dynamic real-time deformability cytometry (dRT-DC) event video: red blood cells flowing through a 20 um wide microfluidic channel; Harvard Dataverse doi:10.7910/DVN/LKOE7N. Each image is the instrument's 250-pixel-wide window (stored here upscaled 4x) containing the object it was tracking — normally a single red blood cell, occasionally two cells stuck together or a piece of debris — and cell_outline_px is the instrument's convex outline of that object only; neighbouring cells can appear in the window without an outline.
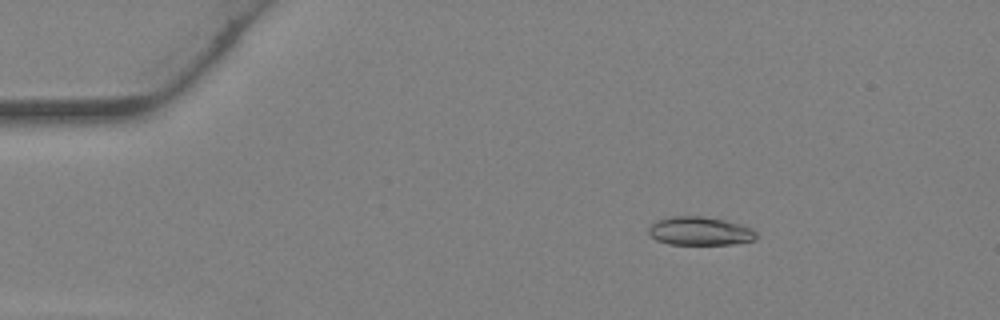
{"species": "Egyptian fruit bat (a non-hibernating species)", "species_latin": "Rousettus aegyptiacus", "temperature_condition": "warm", "stored_images_in_passage": 29, "camera_frame_rate_fps": 3000, "um_per_image_px": 0.085, "animal": {"sex": "female"}, "frame": {"image": 1, "passage_image": 5, "time_ms": 1.333, "image_size_px": [1000, 320], "cell_outline_px": [[756, 240], [732, 244], [668, 244], [656, 240], [648, 232], [648, 228], [656, 220], [668, 216], [704, 216], [724, 220], [740, 224], [752, 228], [756, 232]], "centroid_in_image_um": [59.48, 19.63], "position_along_channel_um": 25.5, "area_um2": 17.98}}
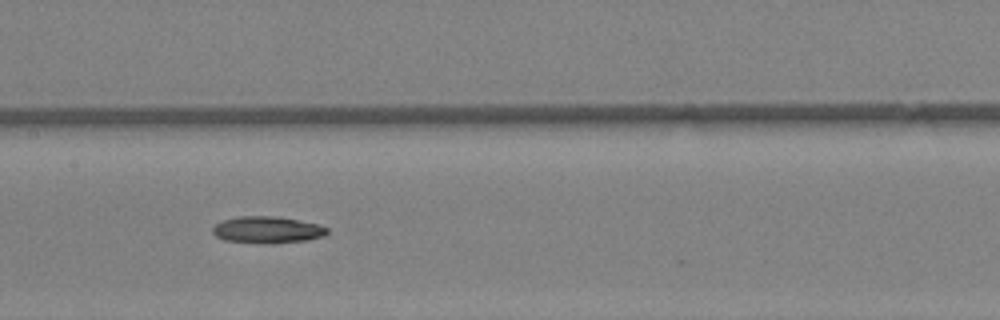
{"frame": {"image": 2, "passage_image": 18, "time_ms": 5.667, "image_size_px": [1000, 320], "cell_outline_px": [[328, 232], [324, 236], [304, 240], [268, 244], [264, 244], [224, 240], [216, 236], [212, 232], [212, 228], [220, 220], [240, 216], [276, 216], [320, 224], [328, 228]], "centroid_in_image_um": [22.7, 19.53], "position_along_channel_um": 184.7, "area_um2": 17.98}}
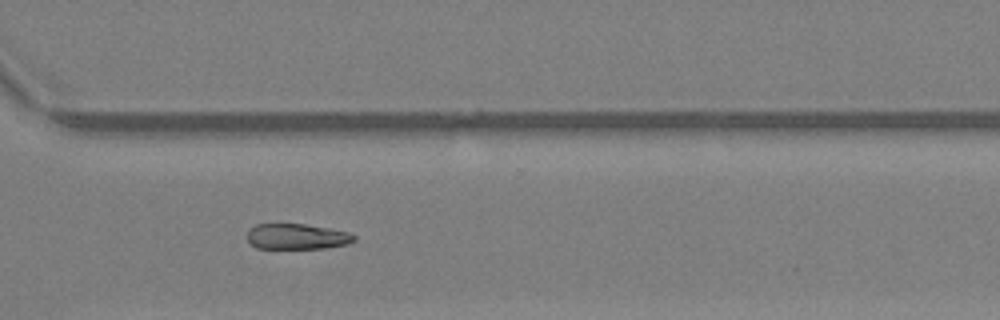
{"frame": {"image": 3, "passage_image": 27, "time_ms": 8.667, "image_size_px": [1000, 320], "cell_outline_px": [[356, 240], [348, 244], [324, 248], [256, 248], [248, 240], [248, 228], [256, 224], [304, 224], [328, 228], [348, 232], [356, 236]], "centroid_in_image_um": [25.24, 20.1], "position_along_channel_um": 345.4, "area_um2": 15.9}}